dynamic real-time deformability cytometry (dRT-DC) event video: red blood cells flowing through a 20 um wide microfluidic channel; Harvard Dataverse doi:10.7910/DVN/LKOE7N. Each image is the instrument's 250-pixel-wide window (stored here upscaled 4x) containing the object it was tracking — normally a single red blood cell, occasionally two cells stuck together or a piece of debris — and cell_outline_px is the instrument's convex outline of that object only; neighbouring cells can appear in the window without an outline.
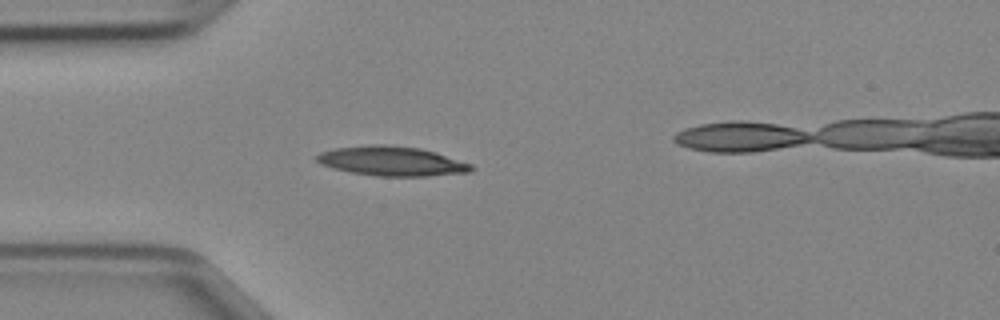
{"species": "Egyptian fruit bat (a non-hibernating species)", "species_latin": "Rousettus aegyptiacus", "temperature_condition": "cold", "stored_images_in_passage": 36, "camera_frame_rate_fps": 3000, "um_per_image_px": 0.085, "animal": {"sex": "female"}, "frame": {"image": 1, "passage_image": 6, "time_ms": 1.667, "image_size_px": [1000, 320], "cell_outline_px": [[476, 168], [472, 172], [428, 176], [376, 176], [352, 172], [332, 168], [320, 164], [316, 160], [316, 156], [320, 152], [336, 148], [372, 144], [384, 144], [420, 148], [436, 152], [472, 164]], "centroid_in_image_um": [33.33, 13.69], "position_along_channel_um": 51.7, "area_um2": 26.7}}